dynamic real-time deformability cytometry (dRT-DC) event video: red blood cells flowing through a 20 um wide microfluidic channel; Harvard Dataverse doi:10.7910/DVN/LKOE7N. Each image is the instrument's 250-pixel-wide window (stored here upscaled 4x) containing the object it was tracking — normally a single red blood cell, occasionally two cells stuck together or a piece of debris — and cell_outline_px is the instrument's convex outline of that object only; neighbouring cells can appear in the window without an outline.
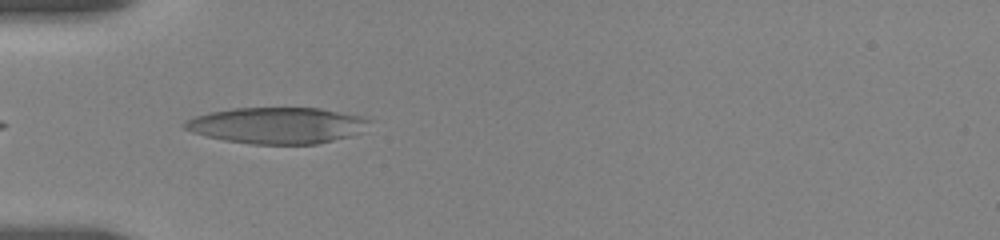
{"species": "human", "species_latin": "Homo sapiens", "temperature_condition": "room temperature", "stored_images_in_passage": 28, "camera_frame_rate_fps": 3000, "um_per_image_px": 0.085, "donor": {"sex": "female"}, "frame": {"image": 1, "passage_image": 1, "time_ms": 0.0, "image_size_px": [1000, 240], "cell_outline_px": [[368, 120], [352, 136], [316, 144], [252, 144], [224, 140], [192, 132], [184, 128], [180, 124], [184, 120], [208, 112], [232, 108], [320, 108], [360, 116]], "centroid_in_image_um": [23.43, 10.66], "position_along_channel_um": 61.6, "area_um2": 38.55}}
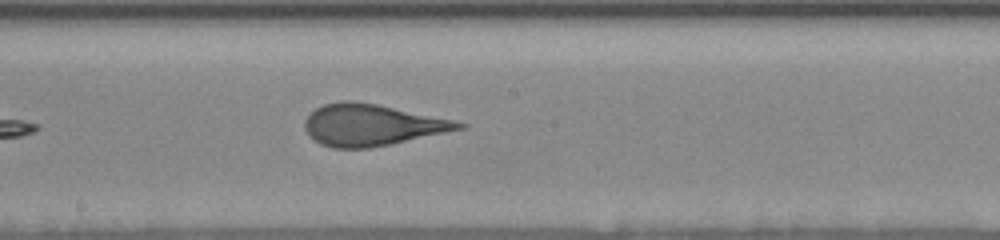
{"frame": {"image": 2, "passage_image": 11, "time_ms": 4.333, "image_size_px": [1000, 240], "cell_outline_px": [[468, 128], [368, 148], [332, 148], [320, 144], [304, 128], [304, 120], [316, 108], [324, 104], [340, 100], [352, 100], [376, 104], [452, 120], [468, 124]], "centroid_in_image_um": [31.59, 10.62], "position_along_channel_um": 216.6, "area_um2": 36.82}}
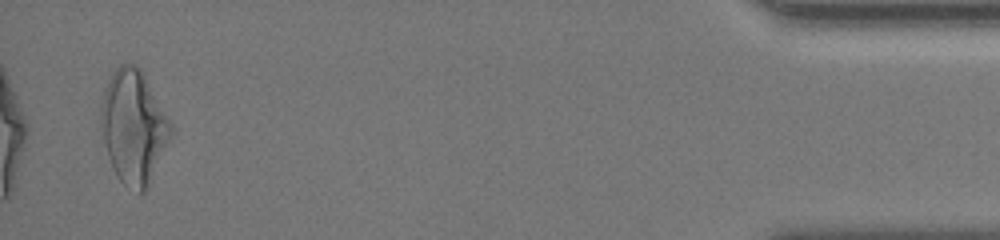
{"frame": {"image": 3, "passage_image": 27, "time_ms": 12.0, "image_size_px": [1000, 240], "cell_outline_px": [[172, 132], [148, 188], [140, 196], [124, 184], [120, 180], [108, 156], [100, 124], [100, 108], [104, 88], [112, 72], [120, 64], [132, 64], [140, 68], [172, 124]], "centroid_in_image_um": [11.34, 10.79], "position_along_channel_um": 423.9, "area_um2": 45.78}, "authors_computed_cell_mechanics": {"area_um2": 37.6278, "velocity_mm_per_s": 3.6571, "shape_relaxation_time_tau1_ms": 7.8392, "shape_relaxation_time_tau2_ms": 0.8517, "deformation_change_tau1": 0.2031, "deformation_change_tau2": 0.1068}}